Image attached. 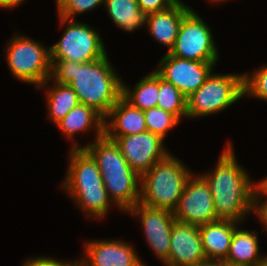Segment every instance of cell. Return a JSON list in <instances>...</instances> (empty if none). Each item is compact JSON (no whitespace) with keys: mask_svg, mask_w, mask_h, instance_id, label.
I'll list each match as a JSON object with an SVG mask.
<instances>
[{"mask_svg":"<svg viewBox=\"0 0 267 266\" xmlns=\"http://www.w3.org/2000/svg\"><path fill=\"white\" fill-rule=\"evenodd\" d=\"M104 6L112 22L124 31L134 32L145 26L146 15L137 0H104Z\"/></svg>","mask_w":267,"mask_h":266,"instance_id":"cell-22","label":"cell"},{"mask_svg":"<svg viewBox=\"0 0 267 266\" xmlns=\"http://www.w3.org/2000/svg\"><path fill=\"white\" fill-rule=\"evenodd\" d=\"M261 199L263 200L262 202ZM253 213L257 214V217L259 218L260 222H262V225L264 224V229L267 231V198H263V194L257 188L254 194Z\"/></svg>","mask_w":267,"mask_h":266,"instance_id":"cell-30","label":"cell"},{"mask_svg":"<svg viewBox=\"0 0 267 266\" xmlns=\"http://www.w3.org/2000/svg\"><path fill=\"white\" fill-rule=\"evenodd\" d=\"M60 25H67L62 37L50 48L51 60L86 63L98 60L107 53L99 32L86 23L58 17Z\"/></svg>","mask_w":267,"mask_h":266,"instance_id":"cell-8","label":"cell"},{"mask_svg":"<svg viewBox=\"0 0 267 266\" xmlns=\"http://www.w3.org/2000/svg\"><path fill=\"white\" fill-rule=\"evenodd\" d=\"M144 117L147 131L163 139H165L170 129L177 126L180 122V119L176 115L159 107L144 110Z\"/></svg>","mask_w":267,"mask_h":266,"instance_id":"cell-25","label":"cell"},{"mask_svg":"<svg viewBox=\"0 0 267 266\" xmlns=\"http://www.w3.org/2000/svg\"><path fill=\"white\" fill-rule=\"evenodd\" d=\"M146 131L144 111L131 106L122 97L104 118V134L107 137L128 136Z\"/></svg>","mask_w":267,"mask_h":266,"instance_id":"cell-17","label":"cell"},{"mask_svg":"<svg viewBox=\"0 0 267 266\" xmlns=\"http://www.w3.org/2000/svg\"><path fill=\"white\" fill-rule=\"evenodd\" d=\"M256 188L267 198V177L257 182Z\"/></svg>","mask_w":267,"mask_h":266,"instance_id":"cell-33","label":"cell"},{"mask_svg":"<svg viewBox=\"0 0 267 266\" xmlns=\"http://www.w3.org/2000/svg\"><path fill=\"white\" fill-rule=\"evenodd\" d=\"M9 41L5 50L6 63L16 79L36 85V88L50 79V48L19 33Z\"/></svg>","mask_w":267,"mask_h":266,"instance_id":"cell-7","label":"cell"},{"mask_svg":"<svg viewBox=\"0 0 267 266\" xmlns=\"http://www.w3.org/2000/svg\"><path fill=\"white\" fill-rule=\"evenodd\" d=\"M158 91L159 75L154 70L139 80L131 90L122 82V98L143 111L157 107Z\"/></svg>","mask_w":267,"mask_h":266,"instance_id":"cell-21","label":"cell"},{"mask_svg":"<svg viewBox=\"0 0 267 266\" xmlns=\"http://www.w3.org/2000/svg\"><path fill=\"white\" fill-rule=\"evenodd\" d=\"M104 5V0H56L59 17L74 19L77 14L90 12Z\"/></svg>","mask_w":267,"mask_h":266,"instance_id":"cell-27","label":"cell"},{"mask_svg":"<svg viewBox=\"0 0 267 266\" xmlns=\"http://www.w3.org/2000/svg\"><path fill=\"white\" fill-rule=\"evenodd\" d=\"M258 241L255 231L237 226L225 260L227 266H261L266 255L260 254Z\"/></svg>","mask_w":267,"mask_h":266,"instance_id":"cell-20","label":"cell"},{"mask_svg":"<svg viewBox=\"0 0 267 266\" xmlns=\"http://www.w3.org/2000/svg\"><path fill=\"white\" fill-rule=\"evenodd\" d=\"M193 9L179 0L172 7L146 15L145 27L150 35L168 48V53L174 47L183 17Z\"/></svg>","mask_w":267,"mask_h":266,"instance_id":"cell-16","label":"cell"},{"mask_svg":"<svg viewBox=\"0 0 267 266\" xmlns=\"http://www.w3.org/2000/svg\"><path fill=\"white\" fill-rule=\"evenodd\" d=\"M108 138L115 140L123 157L139 176L170 154L163 145L164 139L149 131Z\"/></svg>","mask_w":267,"mask_h":266,"instance_id":"cell-12","label":"cell"},{"mask_svg":"<svg viewBox=\"0 0 267 266\" xmlns=\"http://www.w3.org/2000/svg\"><path fill=\"white\" fill-rule=\"evenodd\" d=\"M155 72L188 97L204 84L216 62H200L178 58L168 52L160 59Z\"/></svg>","mask_w":267,"mask_h":266,"instance_id":"cell-11","label":"cell"},{"mask_svg":"<svg viewBox=\"0 0 267 266\" xmlns=\"http://www.w3.org/2000/svg\"><path fill=\"white\" fill-rule=\"evenodd\" d=\"M244 96L267 101V64L252 75L244 73Z\"/></svg>","mask_w":267,"mask_h":266,"instance_id":"cell-26","label":"cell"},{"mask_svg":"<svg viewBox=\"0 0 267 266\" xmlns=\"http://www.w3.org/2000/svg\"><path fill=\"white\" fill-rule=\"evenodd\" d=\"M261 266H267V256L265 257V259H264V261H263Z\"/></svg>","mask_w":267,"mask_h":266,"instance_id":"cell-35","label":"cell"},{"mask_svg":"<svg viewBox=\"0 0 267 266\" xmlns=\"http://www.w3.org/2000/svg\"><path fill=\"white\" fill-rule=\"evenodd\" d=\"M192 172L171 153L140 176L142 205L173 212Z\"/></svg>","mask_w":267,"mask_h":266,"instance_id":"cell-5","label":"cell"},{"mask_svg":"<svg viewBox=\"0 0 267 266\" xmlns=\"http://www.w3.org/2000/svg\"><path fill=\"white\" fill-rule=\"evenodd\" d=\"M206 260L199 226L175 221L166 266H195Z\"/></svg>","mask_w":267,"mask_h":266,"instance_id":"cell-15","label":"cell"},{"mask_svg":"<svg viewBox=\"0 0 267 266\" xmlns=\"http://www.w3.org/2000/svg\"><path fill=\"white\" fill-rule=\"evenodd\" d=\"M23 266H79L78 260L75 261H64L58 260L53 257L38 256L36 258H29L24 263Z\"/></svg>","mask_w":267,"mask_h":266,"instance_id":"cell-29","label":"cell"},{"mask_svg":"<svg viewBox=\"0 0 267 266\" xmlns=\"http://www.w3.org/2000/svg\"><path fill=\"white\" fill-rule=\"evenodd\" d=\"M128 214L141 218L148 246L165 264L168 261L171 231L176 221L173 212L137 203Z\"/></svg>","mask_w":267,"mask_h":266,"instance_id":"cell-13","label":"cell"},{"mask_svg":"<svg viewBox=\"0 0 267 266\" xmlns=\"http://www.w3.org/2000/svg\"><path fill=\"white\" fill-rule=\"evenodd\" d=\"M239 223L230 220H216L199 226L201 242L207 260L225 261L233 233Z\"/></svg>","mask_w":267,"mask_h":266,"instance_id":"cell-19","label":"cell"},{"mask_svg":"<svg viewBox=\"0 0 267 266\" xmlns=\"http://www.w3.org/2000/svg\"><path fill=\"white\" fill-rule=\"evenodd\" d=\"M46 93L49 119L55 124L80 103L78 96L68 84L54 82V86L48 87Z\"/></svg>","mask_w":267,"mask_h":266,"instance_id":"cell-23","label":"cell"},{"mask_svg":"<svg viewBox=\"0 0 267 266\" xmlns=\"http://www.w3.org/2000/svg\"><path fill=\"white\" fill-rule=\"evenodd\" d=\"M62 188L81 211L92 219H103L112 201L104 186L96 161L85 149H71Z\"/></svg>","mask_w":267,"mask_h":266,"instance_id":"cell-4","label":"cell"},{"mask_svg":"<svg viewBox=\"0 0 267 266\" xmlns=\"http://www.w3.org/2000/svg\"><path fill=\"white\" fill-rule=\"evenodd\" d=\"M25 0H0V8H15Z\"/></svg>","mask_w":267,"mask_h":266,"instance_id":"cell-31","label":"cell"},{"mask_svg":"<svg viewBox=\"0 0 267 266\" xmlns=\"http://www.w3.org/2000/svg\"><path fill=\"white\" fill-rule=\"evenodd\" d=\"M179 0H137L142 12L147 15L166 10L175 5Z\"/></svg>","mask_w":267,"mask_h":266,"instance_id":"cell-28","label":"cell"},{"mask_svg":"<svg viewBox=\"0 0 267 266\" xmlns=\"http://www.w3.org/2000/svg\"><path fill=\"white\" fill-rule=\"evenodd\" d=\"M85 256L79 266H146L135 248L121 240H94L85 244Z\"/></svg>","mask_w":267,"mask_h":266,"instance_id":"cell-14","label":"cell"},{"mask_svg":"<svg viewBox=\"0 0 267 266\" xmlns=\"http://www.w3.org/2000/svg\"><path fill=\"white\" fill-rule=\"evenodd\" d=\"M195 266H227L225 261L221 260H205Z\"/></svg>","mask_w":267,"mask_h":266,"instance_id":"cell-32","label":"cell"},{"mask_svg":"<svg viewBox=\"0 0 267 266\" xmlns=\"http://www.w3.org/2000/svg\"><path fill=\"white\" fill-rule=\"evenodd\" d=\"M233 148L227 143L214 171L200 175L209 185L217 220L241 224L253 212L256 182L238 164Z\"/></svg>","mask_w":267,"mask_h":266,"instance_id":"cell-2","label":"cell"},{"mask_svg":"<svg viewBox=\"0 0 267 266\" xmlns=\"http://www.w3.org/2000/svg\"><path fill=\"white\" fill-rule=\"evenodd\" d=\"M65 137L72 138L73 147L71 149H82L76 142L75 135L78 133H87L91 127L95 131V139L104 134V118L93 108L79 103L68 114L55 124ZM87 131V132H86ZM74 136V137H73Z\"/></svg>","mask_w":267,"mask_h":266,"instance_id":"cell-18","label":"cell"},{"mask_svg":"<svg viewBox=\"0 0 267 266\" xmlns=\"http://www.w3.org/2000/svg\"><path fill=\"white\" fill-rule=\"evenodd\" d=\"M158 93L157 107L176 115L179 119L187 118V97L160 76Z\"/></svg>","mask_w":267,"mask_h":266,"instance_id":"cell-24","label":"cell"},{"mask_svg":"<svg viewBox=\"0 0 267 266\" xmlns=\"http://www.w3.org/2000/svg\"><path fill=\"white\" fill-rule=\"evenodd\" d=\"M244 97V74H214L187 97V118L206 117L227 109Z\"/></svg>","mask_w":267,"mask_h":266,"instance_id":"cell-6","label":"cell"},{"mask_svg":"<svg viewBox=\"0 0 267 266\" xmlns=\"http://www.w3.org/2000/svg\"><path fill=\"white\" fill-rule=\"evenodd\" d=\"M208 1H210L211 3L213 2H215V3H220V2H225V1H227V0H208Z\"/></svg>","mask_w":267,"mask_h":266,"instance_id":"cell-34","label":"cell"},{"mask_svg":"<svg viewBox=\"0 0 267 266\" xmlns=\"http://www.w3.org/2000/svg\"><path fill=\"white\" fill-rule=\"evenodd\" d=\"M173 215L176 221L196 226L217 220L209 185L200 174L187 180Z\"/></svg>","mask_w":267,"mask_h":266,"instance_id":"cell-10","label":"cell"},{"mask_svg":"<svg viewBox=\"0 0 267 266\" xmlns=\"http://www.w3.org/2000/svg\"><path fill=\"white\" fill-rule=\"evenodd\" d=\"M108 59L106 54L86 63L51 60L50 79L37 89L44 88L50 81L68 84L80 103L93 108L105 118L122 97L123 82Z\"/></svg>","mask_w":267,"mask_h":266,"instance_id":"cell-1","label":"cell"},{"mask_svg":"<svg viewBox=\"0 0 267 266\" xmlns=\"http://www.w3.org/2000/svg\"><path fill=\"white\" fill-rule=\"evenodd\" d=\"M169 54L193 61H218V49L211 29L195 10H190L183 17L174 47Z\"/></svg>","mask_w":267,"mask_h":266,"instance_id":"cell-9","label":"cell"},{"mask_svg":"<svg viewBox=\"0 0 267 266\" xmlns=\"http://www.w3.org/2000/svg\"><path fill=\"white\" fill-rule=\"evenodd\" d=\"M96 161L109 199L128 212L140 199V176L123 157L119 145L105 134L82 146Z\"/></svg>","mask_w":267,"mask_h":266,"instance_id":"cell-3","label":"cell"}]
</instances>
